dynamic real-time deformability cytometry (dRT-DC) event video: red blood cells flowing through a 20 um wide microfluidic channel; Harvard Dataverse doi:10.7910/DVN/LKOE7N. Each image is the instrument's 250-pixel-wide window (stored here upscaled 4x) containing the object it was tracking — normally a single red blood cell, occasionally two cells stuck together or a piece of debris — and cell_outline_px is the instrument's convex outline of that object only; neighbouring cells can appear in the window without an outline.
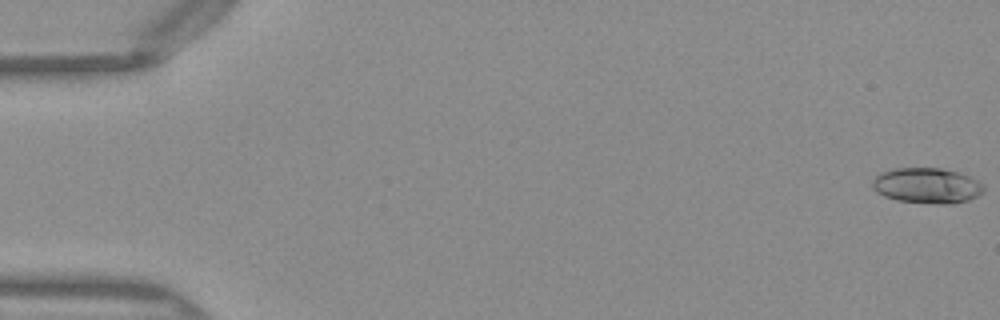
{"species": "Egyptian fruit bat (a non-hibernating species)", "species_latin": "Rousettus aegyptiacus", "temperature_condition": "warm", "stored_images_in_passage": 52, "camera_frame_rate_fps": 3000, "um_per_image_px": 0.085, "frame": {"image": 1, "passage_image": 1, "time_ms": 0.0, "image_size_px": [1000, 320], "cell_outline_px": [[984, 192], [968, 200], [952, 204], [940, 204], [896, 200], [884, 196], [876, 192], [872, 188], [872, 180], [880, 172], [892, 168], [940, 168], [960, 172], [976, 180], [984, 188]], "centroid_in_image_um": [78.75, 15.77], "position_along_channel_um": 6.2, "area_um2": 23.06}}
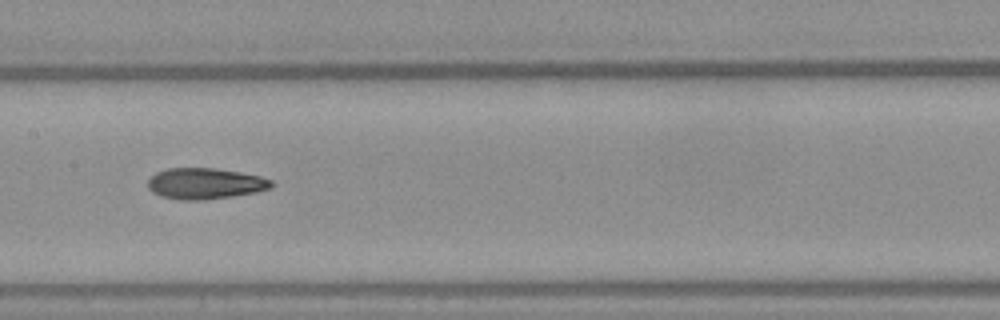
{"frame": {"image": 2, "passage_image": 26, "time_ms": 8.333, "image_size_px": [1000, 320], "cell_outline_px": [[276, 184], [272, 188], [256, 192], [232, 196], [200, 200], [180, 200], [160, 196], [152, 192], [148, 188], [148, 180], [156, 172], [168, 168], [216, 168], [240, 172], [260, 176], [272, 180]], "centroid_in_image_um": [17.45, 15.6], "position_along_channel_um": 189.9, "area_um2": 22.48}}
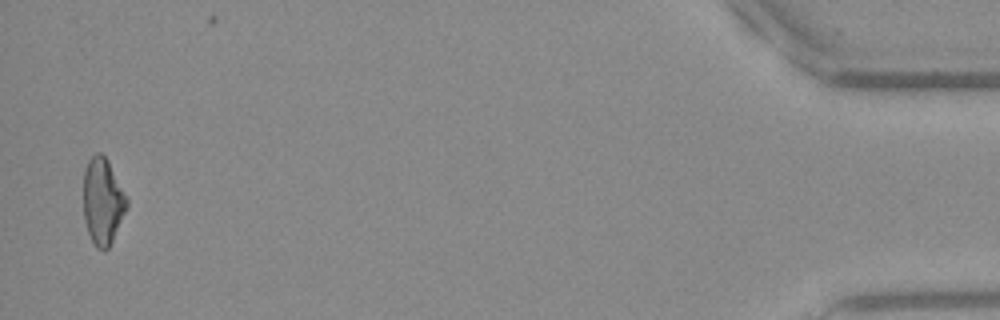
{"frame": {"image": 3, "passage_image": 50, "time_ms": 16.333, "image_size_px": [1000, 320], "cell_outline_px": [[128, 204], [112, 240], [108, 248], [104, 252], [96, 248], [88, 232], [84, 220], [84, 172], [88, 160], [96, 152], [100, 152], [108, 160], [128, 200]], "centroid_in_image_um": [8.71, 17.1], "position_along_channel_um": 426.5, "area_um2": 21.56}, "authors_computed_cell_mechanics": {"area_um2": 21.9929, "velocity_mm_per_s": 4.0587, "shape_relaxation_time_tau1_ms": null, "shape_relaxation_time_tau2_ms": 4.5698, "deformation_change_tau1": null, "deformation_change_tau2": 0.1298}}